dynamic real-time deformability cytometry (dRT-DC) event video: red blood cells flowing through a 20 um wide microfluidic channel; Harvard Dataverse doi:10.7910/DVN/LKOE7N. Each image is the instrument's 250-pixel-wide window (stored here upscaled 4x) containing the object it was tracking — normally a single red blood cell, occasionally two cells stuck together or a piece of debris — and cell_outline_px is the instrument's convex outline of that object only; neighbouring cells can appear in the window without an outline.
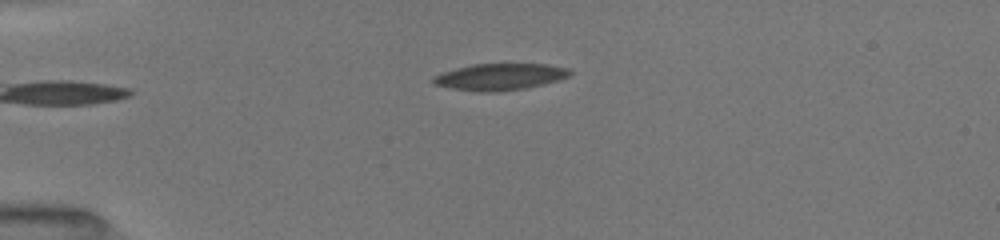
{"species": "common noctule bat (a hibernating species)", "species_latin": "Nyctalus noctula", "temperature_condition": "room temperature", "stored_images_in_passage": 6, "camera_frame_rate_fps": 3000, "um_per_image_px": 0.085, "animal": {"sex": "female", "body_mass_g": 19.5, "forearm_length_mm": 54.1}, "frame": {"image": 1, "passage_image": 3, "time_ms": 2.0, "image_size_px": [1000, 240], "cell_outline_px": [[572, 76], [544, 84], [524, 88], [496, 92], [476, 92], [452, 88], [432, 84], [432, 76], [440, 72], [472, 64], [548, 64], [568, 68], [572, 72]], "centroid_in_image_um": [42.47, 6.53], "position_along_channel_um": 42.5, "area_um2": 21.44}}
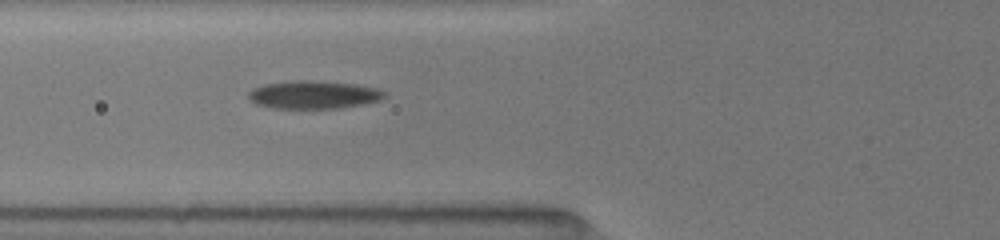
{"frame": {"image": 2, "passage_image": 6, "time_ms": 4.333, "image_size_px": [1000, 240], "cell_outline_px": [[384, 96], [380, 100], [340, 108], [272, 108], [256, 104], [248, 100], [248, 92], [252, 88], [264, 84], [292, 80], [308, 80], [356, 84], [376, 88], [384, 92]], "centroid_in_image_um": [26.58, 8.05], "position_along_channel_um": 99.2, "area_um2": 22.14}}